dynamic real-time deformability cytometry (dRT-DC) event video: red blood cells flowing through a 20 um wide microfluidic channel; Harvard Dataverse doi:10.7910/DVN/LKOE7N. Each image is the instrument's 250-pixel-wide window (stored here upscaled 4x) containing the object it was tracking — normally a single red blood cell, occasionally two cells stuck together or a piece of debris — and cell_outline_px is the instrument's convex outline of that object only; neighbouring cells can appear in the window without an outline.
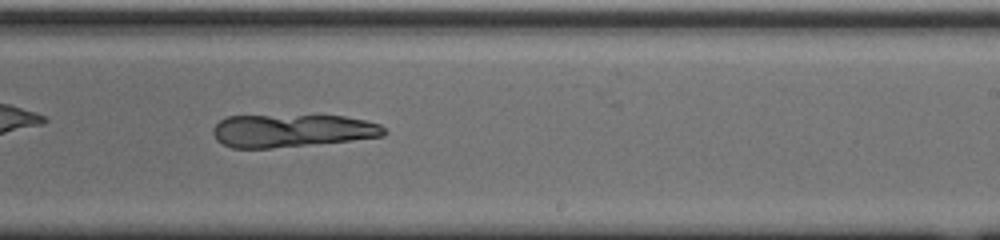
{"species": "common noctule bat (a hibernating species)", "species_latin": "Nyctalus noctula", "temperature_condition": "cold", "stored_images_in_passage": 52, "camera_frame_rate_fps": 3000, "um_per_image_px": 0.085, "animal": {"sex": "male", "body_mass_g": 20.0, "forearm_length_mm": 53.3}, "frame": {"image": 1, "passage_image": 30, "time_ms": 9.667, "image_size_px": [1000, 240], "cell_outline_px": [[388, 132], [384, 136], [348, 140], [272, 148], [232, 148], [216, 140], [212, 132], [212, 128], [220, 120], [228, 116], [344, 116], [364, 120], [380, 124]], "centroid_in_image_um": [24.79, 11.11], "position_along_channel_um": 264.2, "area_um2": 32.43}}